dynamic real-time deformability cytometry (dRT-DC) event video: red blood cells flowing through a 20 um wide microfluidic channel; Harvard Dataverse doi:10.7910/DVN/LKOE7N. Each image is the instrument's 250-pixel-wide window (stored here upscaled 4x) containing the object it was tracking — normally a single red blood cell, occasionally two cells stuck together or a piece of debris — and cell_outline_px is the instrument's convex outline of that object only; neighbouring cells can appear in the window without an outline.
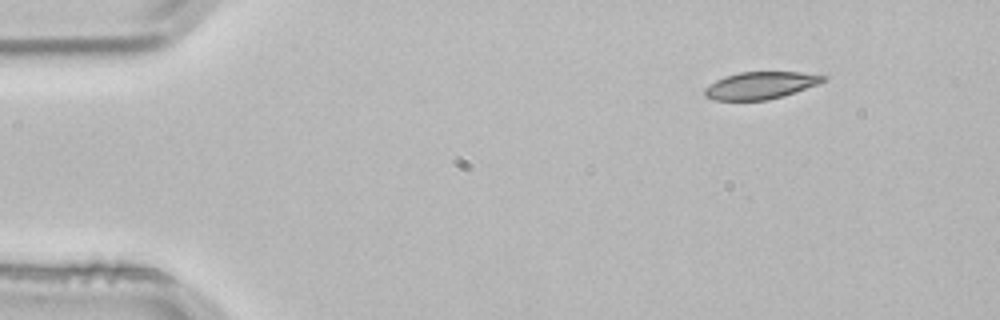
{"species": "common noctule bat (a hibernating species)", "species_latin": "Nyctalus noctula", "temperature_condition": "room temperature", "stored_images_in_passage": 3, "camera_frame_rate_fps": 3000, "um_per_image_px": 0.085, "animal": {"sex": "male", "body_mass_g": 21.5, "forearm_length_mm": 52.0}, "frame": {"image": 1, "passage_image": 1, "time_ms": 0.0, "image_size_px": [1000, 320], "cell_outline_px": [[828, 80], [784, 96], [768, 100], [716, 100], [704, 96], [704, 88], [716, 80], [724, 76], [740, 72], [800, 72], [828, 76]], "centroid_in_image_um": [64.65, 7.25], "position_along_channel_um": 20.3, "area_um2": 18.84}}
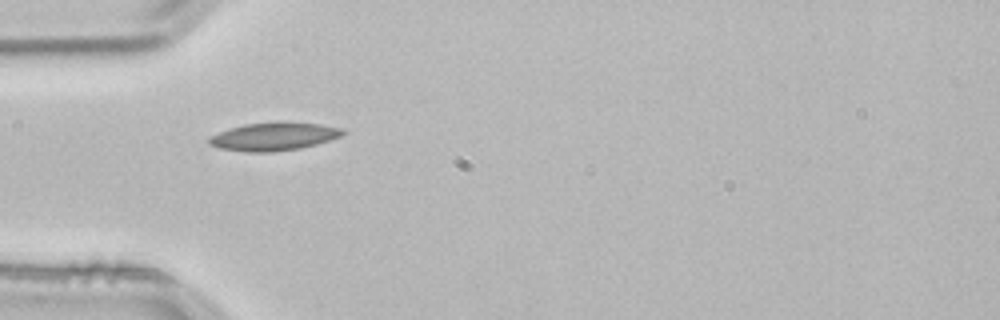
{"frame": {"image": 2, "passage_image": 3, "time_ms": 0.667, "image_size_px": [1000, 320], "cell_outline_px": [[348, 132], [340, 136], [316, 144], [300, 148], [272, 152], [248, 152], [220, 148], [208, 144], [208, 140], [212, 136], [220, 132], [244, 124], [280, 120], [284, 120], [320, 124], [344, 128]], "centroid_in_image_um": [23.33, 11.57], "position_along_channel_um": 61.7, "area_um2": 22.14}}